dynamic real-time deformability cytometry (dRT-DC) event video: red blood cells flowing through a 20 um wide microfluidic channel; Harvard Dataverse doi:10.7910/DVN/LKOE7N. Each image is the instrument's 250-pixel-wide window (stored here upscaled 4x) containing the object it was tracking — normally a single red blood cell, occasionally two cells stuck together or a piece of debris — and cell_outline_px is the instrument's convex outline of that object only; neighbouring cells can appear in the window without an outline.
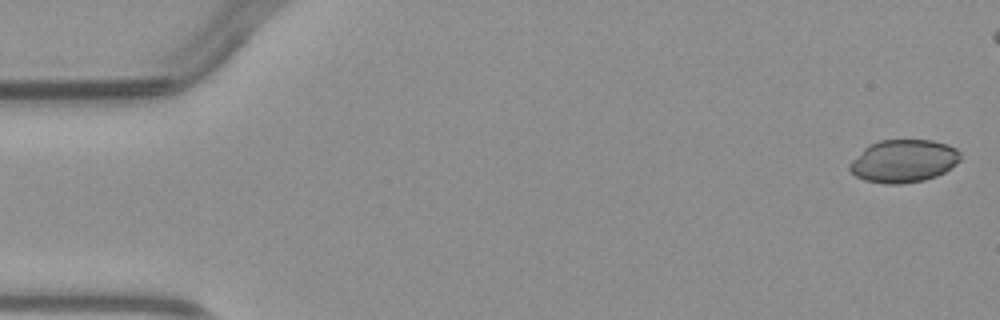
{"species": "common noctule bat (a hibernating species)", "species_latin": "Nyctalus noctula", "temperature_condition": "warm", "stored_images_in_passage": 5, "camera_frame_rate_fps": 3000, "um_per_image_px": 0.085, "animal": {"sex": "male", "body_mass_g": 23.1, "forearm_length_mm": 52.7}, "frame": {"image": 1, "passage_image": 1, "time_ms": 0.0, "image_size_px": [1000, 320], "cell_outline_px": [[960, 160], [956, 164], [944, 172], [936, 176], [924, 180], [900, 184], [884, 184], [864, 180], [856, 176], [848, 168], [848, 164], [868, 144], [880, 140], [932, 140], [948, 144], [956, 148], [960, 152]], "centroid_in_image_um": [76.8, 13.68], "position_along_channel_um": 8.2, "area_um2": 27.74}}